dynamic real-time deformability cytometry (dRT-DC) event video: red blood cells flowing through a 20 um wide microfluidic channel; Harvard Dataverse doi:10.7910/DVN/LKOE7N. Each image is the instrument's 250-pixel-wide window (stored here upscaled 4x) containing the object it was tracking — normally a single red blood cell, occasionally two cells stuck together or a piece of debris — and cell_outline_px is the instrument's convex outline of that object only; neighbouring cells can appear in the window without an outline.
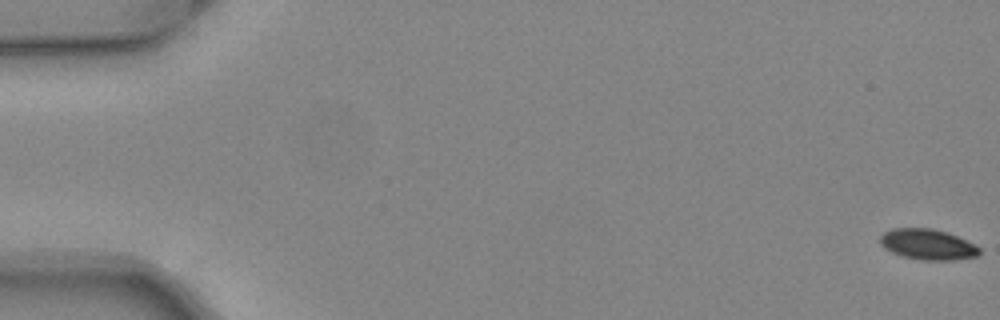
{"species": "common noctule bat (a hibernating species)", "species_latin": "Nyctalus noctula", "temperature_condition": "warm", "stored_images_in_passage": 52, "camera_frame_rate_fps": 3000, "um_per_image_px": 0.085, "animal": {"sex": "female", "body_mass_g": 24.6, "forearm_length_mm": 56.2}, "frame": {"image": 1, "passage_image": 1, "time_ms": 0.0, "image_size_px": [1000, 320], "cell_outline_px": [[980, 252], [976, 256], [956, 260], [920, 260], [900, 256], [884, 248], [880, 244], [880, 236], [884, 232], [892, 228], [932, 228], [948, 232], [980, 248]], "centroid_in_image_um": [78.81, 20.78], "position_along_channel_um": 6.2, "area_um2": 17.74}}
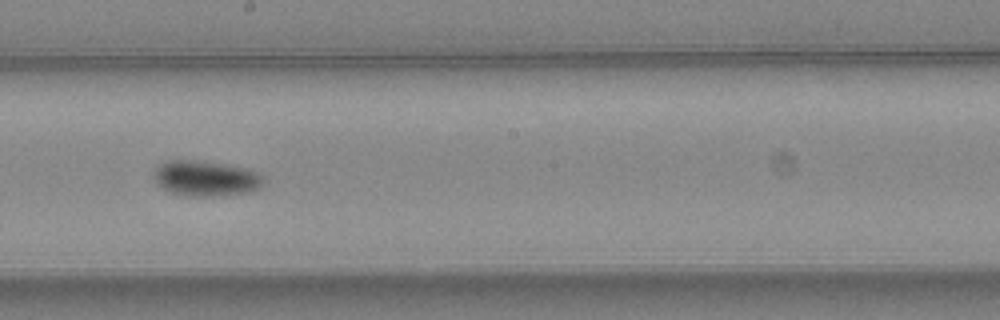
{"frame": {"image": 2, "passage_image": 30, "time_ms": 9.667, "image_size_px": [1000, 320], "cell_outline_px": [[264, 180], [260, 188], [252, 192], [216, 196], [188, 196], [168, 192], [160, 188], [156, 184], [156, 168], [160, 164], [168, 160], [196, 160], [224, 164], [244, 168], [256, 172], [264, 176]], "centroid_in_image_um": [17.5, 15.18], "position_along_channel_um": 230.7, "area_um2": 22.72}}
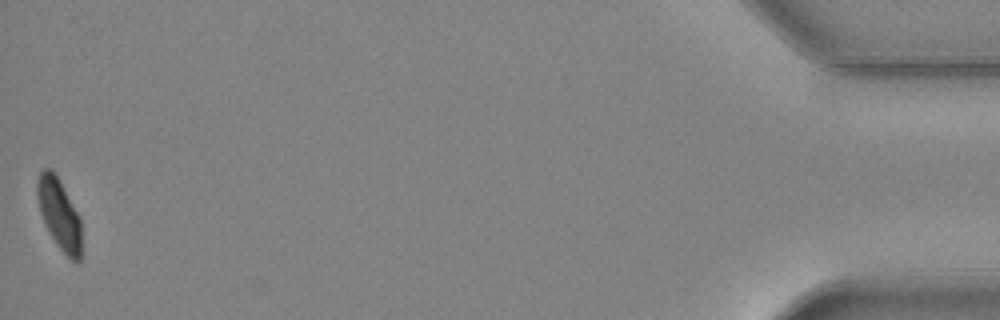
{"frame": {"image": 3, "passage_image": 52, "time_ms": 17.0, "image_size_px": [1000, 320], "cell_outline_px": [[80, 260], [72, 260], [56, 244], [48, 232], [44, 224], [40, 212], [36, 196], [36, 180], [40, 172], [44, 168], [48, 168], [60, 180], [80, 216]], "centroid_in_image_um": [5.0, 18.15], "position_along_channel_um": 430.2, "area_um2": 18.15}, "authors_computed_cell_mechanics": {"area_um2": 19.7387, "velocity_mm_per_s": 4.053, "shape_relaxation_time_tau1_ms": 3.5202, "shape_relaxation_time_tau2_ms": 7.4566, "deformation_change_tau1": 0.1098, "deformation_change_tau2": 0.071}}